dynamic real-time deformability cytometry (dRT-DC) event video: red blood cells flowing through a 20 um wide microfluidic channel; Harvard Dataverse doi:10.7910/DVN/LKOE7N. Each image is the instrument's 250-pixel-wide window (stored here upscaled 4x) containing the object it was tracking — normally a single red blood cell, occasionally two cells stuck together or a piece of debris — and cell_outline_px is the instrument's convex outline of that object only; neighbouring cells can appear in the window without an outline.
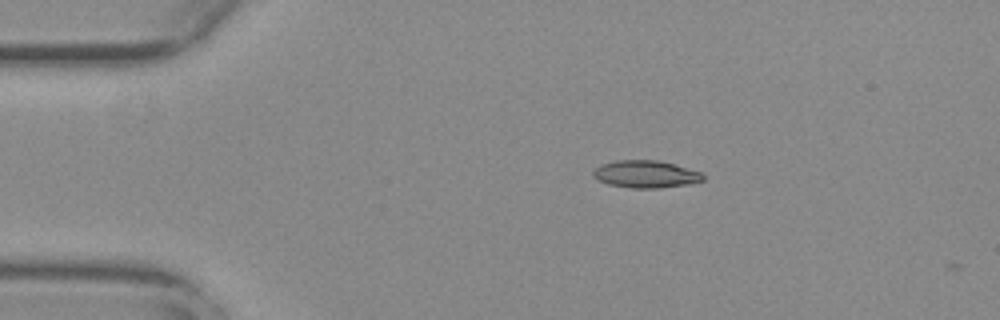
{"species": "common noctule bat (a hibernating species)", "species_latin": "Nyctalus noctula", "temperature_condition": "warm", "stored_images_in_passage": 2, "camera_frame_rate_fps": 3000, "um_per_image_px": 0.085, "animal": {"sex": "female", "body_mass_g": 29.2, "forearm_length_mm": 56.3}, "frame": {"image": 1, "passage_image": 1, "time_ms": 0.0, "image_size_px": [1000, 320], "cell_outline_px": [[704, 180], [688, 184], [660, 188], [632, 188], [608, 184], [592, 176], [592, 172], [596, 168], [604, 164], [616, 160], [656, 160], [672, 164], [700, 172], [704, 176]], "centroid_in_image_um": [54.87, 14.81], "position_along_channel_um": 30.1, "area_um2": 17.22}}